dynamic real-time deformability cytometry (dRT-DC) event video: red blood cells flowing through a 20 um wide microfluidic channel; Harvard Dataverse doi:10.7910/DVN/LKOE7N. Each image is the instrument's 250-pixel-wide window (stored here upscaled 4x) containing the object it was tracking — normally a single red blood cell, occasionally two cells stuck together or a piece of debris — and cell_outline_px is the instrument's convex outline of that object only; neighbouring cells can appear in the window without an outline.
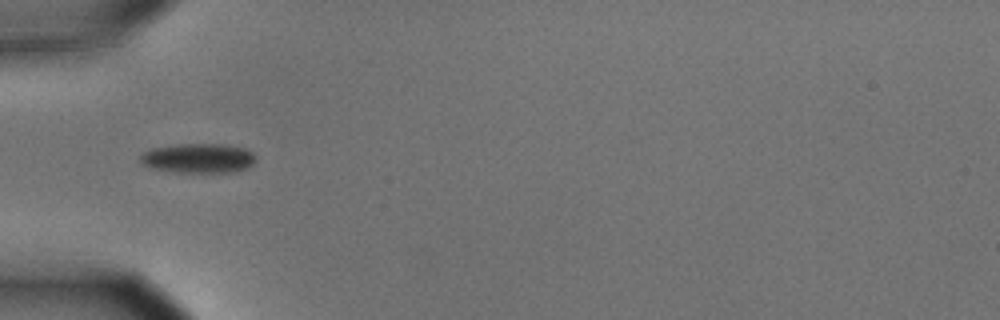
{"species": "common noctule bat (a hibernating species)", "species_latin": "Nyctalus noctula", "temperature_condition": "cold", "stored_images_in_passage": 2, "camera_frame_rate_fps": 3000, "um_per_image_px": 0.085, "animal": {"sex": "male", "body_mass_g": 15.6}, "frame": {"image": 1, "passage_image": 1, "time_ms": 0.0, "image_size_px": [1000, 320], "cell_outline_px": [[256, 160], [248, 168], [236, 172], [176, 172], [152, 168], [140, 164], [140, 156], [144, 152], [152, 148], [176, 144], [224, 144], [244, 148], [252, 152], [256, 156]], "centroid_in_image_um": [16.87, 13.45], "position_along_channel_um": 68.1, "area_um2": 20.06}}
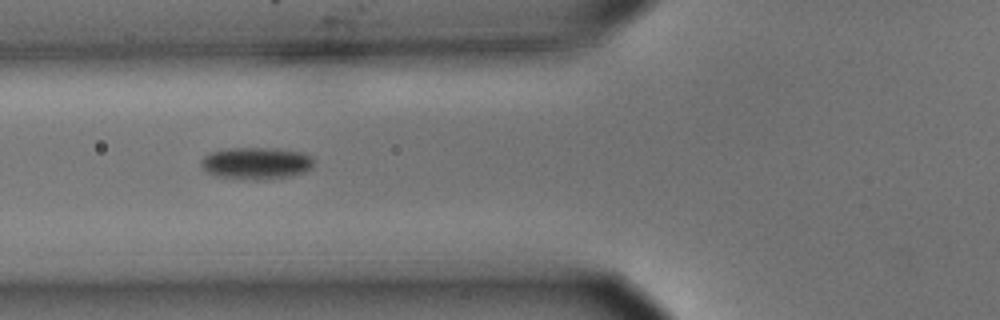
{"frame": {"image": 2, "passage_image": 2, "time_ms": 0.333, "image_size_px": [1000, 320], "cell_outline_px": [[316, 160], [312, 168], [304, 172], [288, 176], [264, 180], [252, 180], [216, 176], [208, 172], [200, 164], [200, 160], [208, 152], [228, 148], [276, 148], [304, 152], [312, 156]], "centroid_in_image_um": [21.81, 13.86], "position_along_channel_um": 104.0, "area_um2": 21.39}}